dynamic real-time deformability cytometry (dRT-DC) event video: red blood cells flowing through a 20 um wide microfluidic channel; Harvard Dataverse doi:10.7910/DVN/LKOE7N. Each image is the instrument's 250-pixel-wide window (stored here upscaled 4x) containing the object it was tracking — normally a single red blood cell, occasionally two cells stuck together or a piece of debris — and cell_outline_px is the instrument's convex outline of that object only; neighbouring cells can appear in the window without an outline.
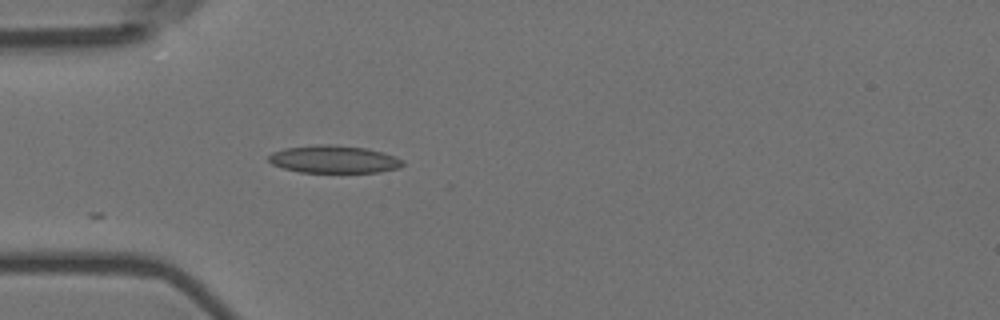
{"species": "Egyptian fruit bat (a non-hibernating species)", "species_latin": "Rousettus aegyptiacus", "temperature_condition": "room temperature", "stored_images_in_passage": 4, "camera_frame_rate_fps": 3000, "um_per_image_px": 0.085, "animal": {"sex": "female"}, "frame": {"image": 1, "passage_image": 4, "time_ms": 1.0, "image_size_px": [1000, 320], "cell_outline_px": [[404, 164], [400, 168], [380, 172], [300, 172], [284, 168], [272, 164], [268, 160], [268, 156], [272, 152], [284, 148], [316, 144], [328, 144], [368, 148], [384, 152], [404, 160]], "centroid_in_image_um": [28.4, 13.53], "position_along_channel_um": 56.6, "area_um2": 21.73}}